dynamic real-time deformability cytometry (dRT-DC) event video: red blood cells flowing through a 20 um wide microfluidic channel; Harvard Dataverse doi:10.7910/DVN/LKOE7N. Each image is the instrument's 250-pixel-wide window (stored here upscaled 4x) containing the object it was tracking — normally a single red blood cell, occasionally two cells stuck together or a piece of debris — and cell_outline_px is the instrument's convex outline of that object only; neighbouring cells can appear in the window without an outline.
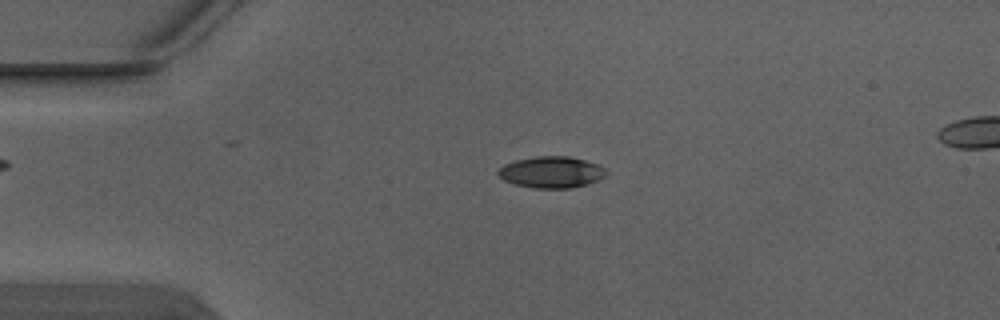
{"species": "Egyptian fruit bat (a non-hibernating species)", "species_latin": "Rousettus aegyptiacus", "temperature_condition": "warm", "stored_images_in_passage": 4, "segment_of_instrument_passage": [1, 2], "camera_frame_rate_fps": 3000, "um_per_image_px": 0.085, "animal": {"sex": "male"}, "frame": {"image": 1, "passage_image": 2, "time_ms": 0.333, "image_size_px": [1000, 320], "cell_outline_px": [[608, 172], [604, 176], [588, 184], [572, 188], [532, 188], [516, 184], [504, 180], [496, 172], [504, 164], [516, 160], [536, 156], [568, 156], [584, 160], [596, 164], [604, 168]], "centroid_in_image_um": [46.86, 14.63], "position_along_channel_um": 38.1, "area_um2": 19.65}}